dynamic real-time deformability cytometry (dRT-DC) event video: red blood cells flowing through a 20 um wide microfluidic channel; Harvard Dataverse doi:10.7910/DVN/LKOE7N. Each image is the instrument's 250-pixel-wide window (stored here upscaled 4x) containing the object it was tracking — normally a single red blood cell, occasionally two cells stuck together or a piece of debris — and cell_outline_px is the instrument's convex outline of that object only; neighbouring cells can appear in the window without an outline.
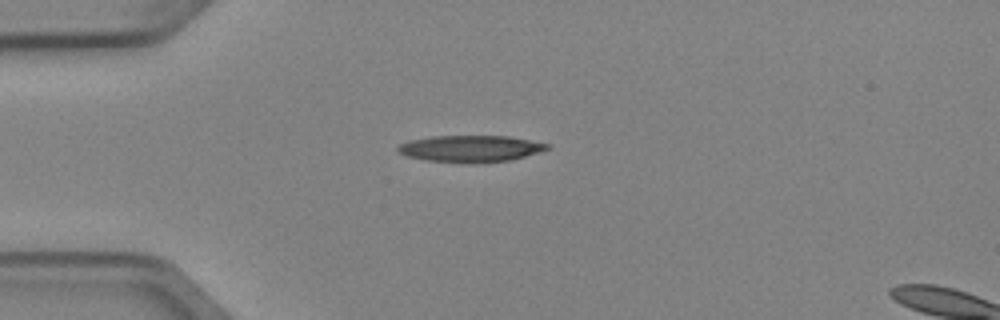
{"species": "Egyptian fruit bat (a non-hibernating species)", "species_latin": "Rousettus aegyptiacus", "temperature_condition": "cold", "stored_images_in_passage": 3, "camera_frame_rate_fps": 3000, "um_per_image_px": 0.085, "animal": {"sex": "female"}, "frame": {"image": 1, "passage_image": 1, "time_ms": 0.0, "image_size_px": [1000, 320], "cell_outline_px": [[552, 148], [540, 152], [508, 160], [476, 164], [428, 160], [408, 156], [396, 152], [396, 148], [400, 144], [408, 140], [432, 136], [508, 136], [552, 144]], "centroid_in_image_um": [40.01, 12.63], "position_along_channel_um": 45.0, "area_um2": 23.35}}
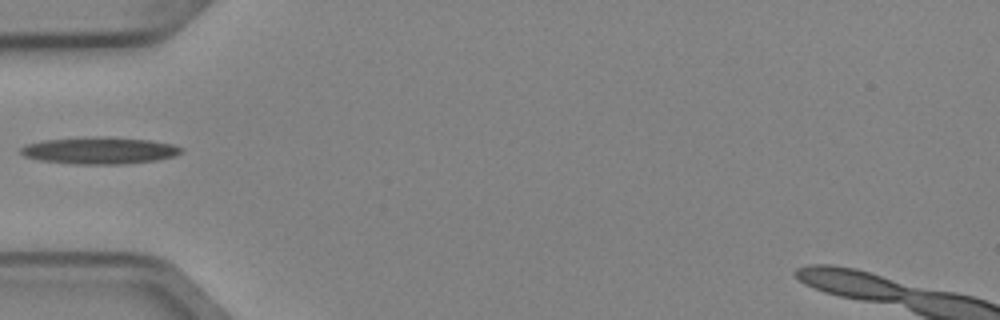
{"frame": {"image": 2, "passage_image": 2, "time_ms": 0.333, "image_size_px": [1000, 320], "cell_outline_px": [[184, 152], [176, 156], [156, 160], [124, 164], [72, 164], [40, 160], [24, 156], [20, 152], [20, 148], [24, 144], [44, 140], [92, 136], [108, 136], [148, 140], [172, 144], [184, 148]], "centroid_in_image_um": [8.47, 12.79], "position_along_channel_um": 76.5, "area_um2": 25.49}}
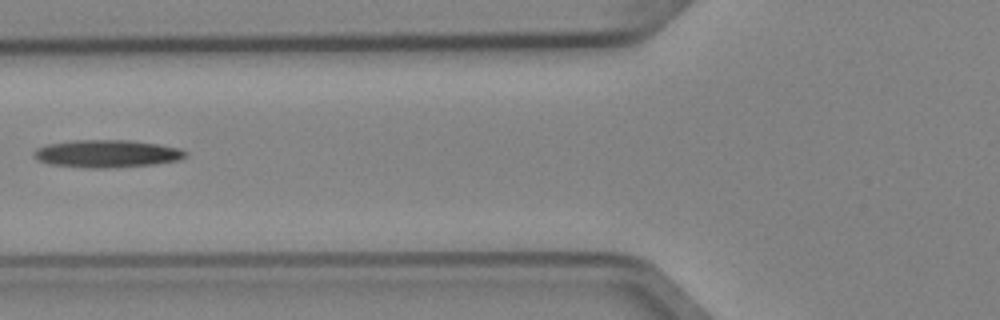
{"frame": {"image": 3, "passage_image": 3, "time_ms": 0.667, "image_size_px": [1000, 320], "cell_outline_px": [[188, 156], [180, 160], [156, 164], [116, 168], [88, 168], [48, 164], [32, 156], [32, 152], [36, 148], [48, 144], [76, 140], [128, 140], [156, 144], [180, 148], [188, 152]], "centroid_in_image_um": [9.11, 13.07], "position_along_channel_um": 116.7, "area_um2": 24.62}}